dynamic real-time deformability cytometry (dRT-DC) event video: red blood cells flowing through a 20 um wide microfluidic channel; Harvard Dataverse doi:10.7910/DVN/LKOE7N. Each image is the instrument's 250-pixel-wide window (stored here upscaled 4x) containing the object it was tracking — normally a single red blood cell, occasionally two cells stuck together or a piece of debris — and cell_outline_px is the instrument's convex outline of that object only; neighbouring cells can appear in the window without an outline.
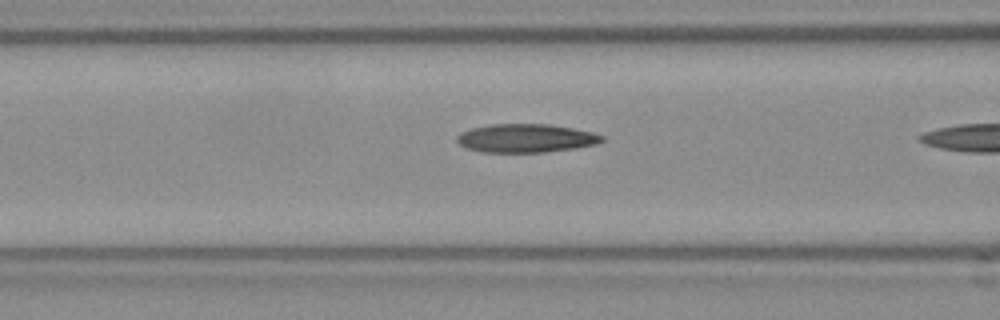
{"species": "Egyptian fruit bat (a non-hibernating species)", "species_latin": "Rousettus aegyptiacus", "temperature_condition": "room temperature", "stored_images_in_passage": 10, "camera_frame_rate_fps": 3000, "um_per_image_px": 0.085, "frame": {"image": 1, "passage_image": 9, "time_ms": 2.667, "image_size_px": [1000, 320], "cell_outline_px": [[604, 140], [596, 144], [576, 148], [544, 152], [480, 152], [468, 148], [460, 144], [456, 140], [456, 136], [460, 132], [472, 128], [492, 124], [548, 124], [572, 128], [592, 132], [604, 136]], "centroid_in_image_um": [44.7, 11.75], "position_along_channel_um": 121.9, "area_um2": 24.04}}